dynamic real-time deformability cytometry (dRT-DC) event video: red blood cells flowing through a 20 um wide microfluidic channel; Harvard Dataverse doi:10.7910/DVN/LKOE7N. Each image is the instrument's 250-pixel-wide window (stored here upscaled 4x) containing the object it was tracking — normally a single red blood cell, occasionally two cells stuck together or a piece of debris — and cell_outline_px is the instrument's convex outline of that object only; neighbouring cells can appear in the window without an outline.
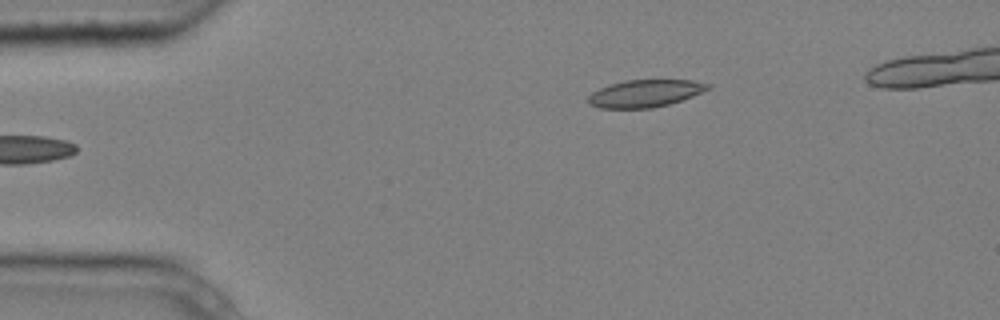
{"species": "common noctule bat (a hibernating species)", "species_latin": "Nyctalus noctula", "temperature_condition": "cold", "stored_images_in_passage": 3, "camera_frame_rate_fps": 3000, "um_per_image_px": 0.085, "animal": {"sex": "male", "body_mass_g": 20.4}, "frame": {"image": 1, "passage_image": 1, "time_ms": 0.0, "image_size_px": [1000, 320], "cell_outline_px": [[712, 88], [692, 96], [668, 104], [652, 108], [600, 108], [588, 104], [588, 96], [592, 92], [600, 88], [624, 80], [692, 80], [712, 84]], "centroid_in_image_um": [54.85, 7.93], "position_along_channel_um": 30.2, "area_um2": 19.02}}